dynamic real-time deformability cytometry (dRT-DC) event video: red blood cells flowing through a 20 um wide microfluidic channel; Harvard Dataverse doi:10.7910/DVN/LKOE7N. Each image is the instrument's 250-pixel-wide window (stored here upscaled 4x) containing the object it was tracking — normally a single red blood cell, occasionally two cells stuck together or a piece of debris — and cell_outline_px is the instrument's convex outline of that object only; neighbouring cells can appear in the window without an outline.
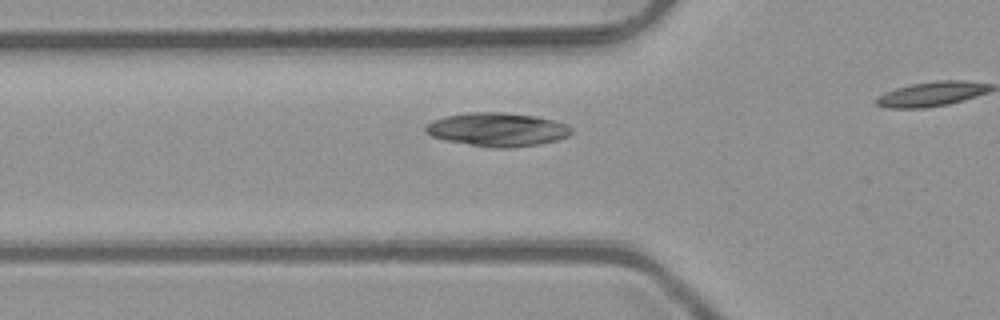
{"species": "common noctule bat (a hibernating species)", "species_latin": "Nyctalus noctula", "temperature_condition": "room temperature", "stored_images_in_passage": 19, "camera_frame_rate_fps": 3000, "um_per_image_px": 0.085, "animal": {"sex": "male", "body_mass_g": 23.1, "forearm_length_mm": 52.7}, "frame": {"image": 1, "passage_image": 14, "time_ms": 4.333, "image_size_px": [1000, 320], "cell_outline_px": [[572, 132], [568, 136], [556, 140], [536, 144], [512, 148], [492, 148], [444, 140], [432, 136], [424, 128], [432, 120], [444, 116], [468, 112], [504, 112], [536, 116], [556, 120], [568, 124], [572, 128]], "centroid_in_image_um": [42.3, 11.0], "position_along_channel_um": 83.5, "area_um2": 28.67}}